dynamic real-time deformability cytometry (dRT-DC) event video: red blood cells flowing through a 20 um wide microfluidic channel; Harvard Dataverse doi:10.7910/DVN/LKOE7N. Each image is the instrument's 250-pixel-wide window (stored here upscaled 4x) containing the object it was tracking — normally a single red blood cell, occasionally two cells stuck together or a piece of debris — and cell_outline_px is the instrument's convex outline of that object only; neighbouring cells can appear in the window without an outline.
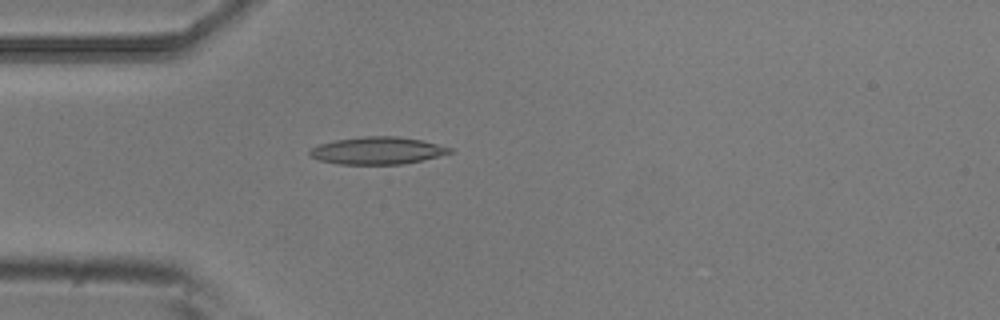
{"species": "common noctule bat (a hibernating species)", "species_latin": "Nyctalus noctula", "temperature_condition": "room temperature", "stored_images_in_passage": 5, "camera_frame_rate_fps": 3000, "um_per_image_px": 0.085, "animal": {"sex": "male", "body_mass_g": 20.5, "forearm_length_mm": 52.5}, "frame": {"image": 1, "passage_image": 5, "time_ms": 1.333, "image_size_px": [1000, 320], "cell_outline_px": [[456, 152], [424, 160], [404, 164], [336, 164], [320, 160], [312, 156], [308, 152], [312, 148], [320, 144], [336, 140], [364, 136], [400, 136], [420, 140], [452, 148]], "centroid_in_image_um": [32.13, 12.8], "position_along_channel_um": 52.9, "area_um2": 22.31}}